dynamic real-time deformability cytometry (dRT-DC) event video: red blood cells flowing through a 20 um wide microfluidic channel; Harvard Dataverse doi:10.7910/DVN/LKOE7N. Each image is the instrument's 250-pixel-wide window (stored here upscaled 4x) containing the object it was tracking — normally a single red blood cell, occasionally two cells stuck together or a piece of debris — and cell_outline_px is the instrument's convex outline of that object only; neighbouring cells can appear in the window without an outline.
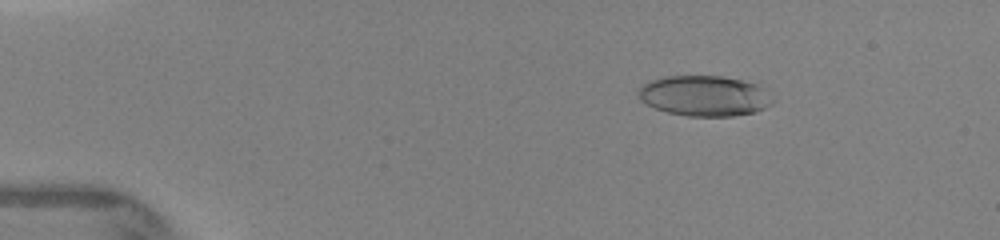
{"species": "human", "species_latin": "Homo sapiens", "temperature_condition": "warm", "stored_images_in_passage": 42, "camera_frame_rate_fps": 3000, "um_per_image_px": 0.085, "donor": {"sex": "female"}, "frame": {"image": 1, "passage_image": 5, "time_ms": 2.0, "image_size_px": [1000, 240], "cell_outline_px": [[772, 104], [756, 112], [732, 116], [688, 116], [668, 112], [644, 104], [636, 96], [636, 92], [648, 80], [664, 76], [720, 76], [760, 80], [772, 100]], "centroid_in_image_um": [59.92, 8.12], "position_along_channel_um": 25.1, "area_um2": 32.54}}
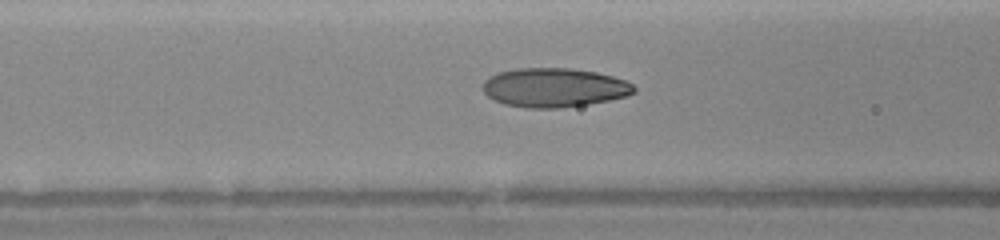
{"frame": {"image": 2, "passage_image": 16, "time_ms": 6.0, "image_size_px": [1000, 240], "cell_outline_px": [[636, 92], [628, 96], [588, 104], [560, 108], [524, 108], [504, 104], [488, 96], [484, 92], [484, 80], [500, 72], [516, 68], [568, 68], [596, 72], [628, 80], [636, 88]], "centroid_in_image_um": [47.15, 7.45], "position_along_channel_um": 119.4, "area_um2": 34.45}}
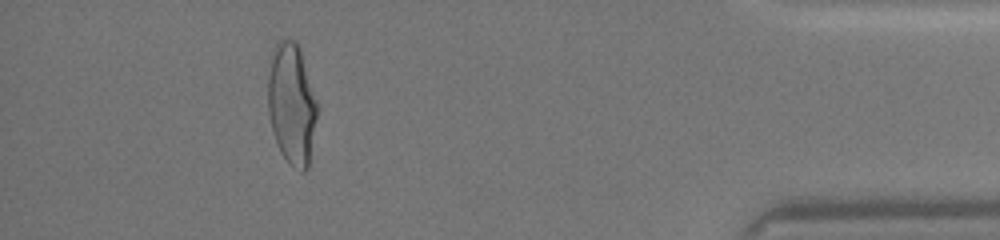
{"frame": {"image": 3, "passage_image": 38, "time_ms": 13.667, "image_size_px": [1000, 240], "cell_outline_px": [[320, 104], [308, 168], [304, 172], [300, 172], [280, 152], [272, 132], [268, 112], [268, 56], [272, 48], [280, 40], [296, 40], [300, 48]], "centroid_in_image_um": [24.81, 8.78], "position_along_channel_um": 410.4, "area_um2": 35.89}}